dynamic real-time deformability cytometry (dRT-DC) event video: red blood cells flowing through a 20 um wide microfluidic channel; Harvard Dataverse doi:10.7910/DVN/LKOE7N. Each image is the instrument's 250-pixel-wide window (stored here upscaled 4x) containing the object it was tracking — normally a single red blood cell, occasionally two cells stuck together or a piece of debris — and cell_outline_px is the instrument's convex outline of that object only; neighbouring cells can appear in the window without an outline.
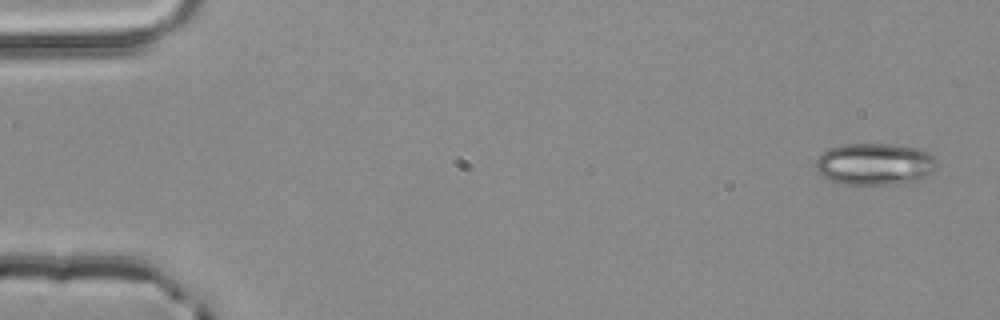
{"species": "common noctule bat (a hibernating species)", "species_latin": "Nyctalus noctula", "temperature_condition": "room temperature", "stored_images_in_passage": 4, "camera_frame_rate_fps": 3000, "um_per_image_px": 0.085, "animal": {"sex": "male", "body_mass_g": 20.4}, "frame": {"image": 1, "passage_image": 1, "time_ms": 0.0, "image_size_px": [1000, 320], "cell_outline_px": [[936, 168], [932, 172], [920, 180], [892, 184], [844, 184], [832, 180], [816, 172], [816, 160], [828, 148], [844, 144], [892, 144], [916, 148], [928, 152], [936, 160]], "centroid_in_image_um": [74.36, 13.94], "position_along_channel_um": 10.6, "area_um2": 29.42}}